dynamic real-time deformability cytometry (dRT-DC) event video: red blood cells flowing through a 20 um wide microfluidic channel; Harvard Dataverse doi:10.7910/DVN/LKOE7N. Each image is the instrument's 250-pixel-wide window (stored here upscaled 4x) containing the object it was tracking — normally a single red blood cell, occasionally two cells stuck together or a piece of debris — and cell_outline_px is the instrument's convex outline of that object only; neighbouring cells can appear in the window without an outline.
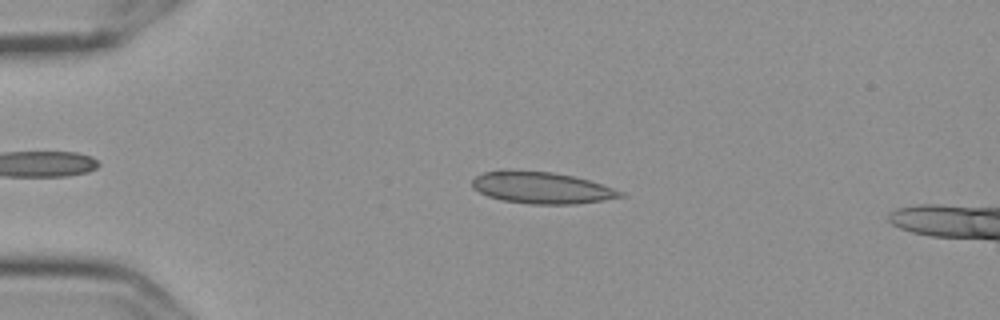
{"species": "Egyptian fruit bat (a non-hibernating species)", "species_latin": "Rousettus aegyptiacus", "temperature_condition": "cold", "stored_images_in_passage": 55, "camera_frame_rate_fps": 3000, "um_per_image_px": 0.085, "frame": {"image": 1, "passage_image": 12, "time_ms": 3.667, "image_size_px": [1000, 320], "cell_outline_px": [[628, 196], [604, 200], [576, 204], [528, 204], [500, 200], [488, 196], [472, 188], [472, 180], [476, 176], [484, 172], [500, 168], [552, 172], [572, 176], [588, 180], [624, 192]], "centroid_in_image_um": [45.99, 15.95], "position_along_channel_um": 39.0, "area_um2": 27.74}}
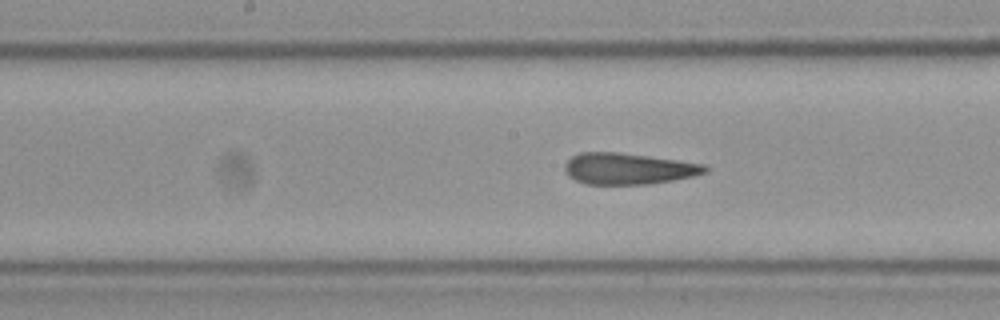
{"frame": {"image": 2, "passage_image": 28, "time_ms": 9.0, "image_size_px": [1000, 320], "cell_outline_px": [[708, 172], [692, 176], [672, 180], [648, 184], [584, 184], [568, 176], [564, 172], [564, 164], [572, 156], [580, 152], [620, 152], [704, 164], [708, 168]], "centroid_in_image_um": [53.36, 14.33], "position_along_channel_um": 194.8, "area_um2": 25.55}}
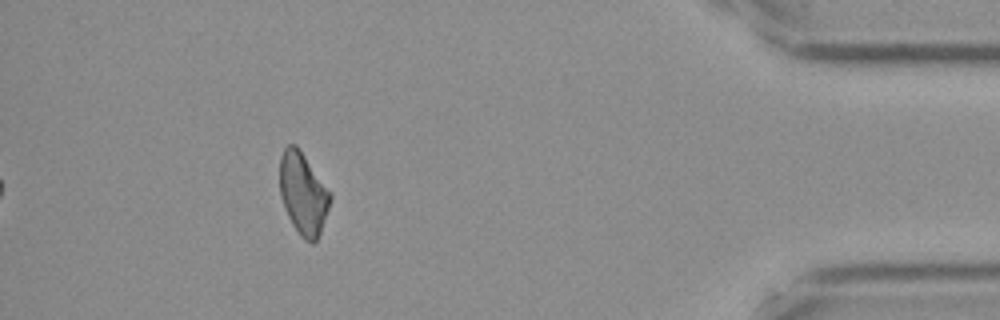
{"frame": {"image": 3, "passage_image": 50, "time_ms": 16.333, "image_size_px": [1000, 320], "cell_outline_px": [[332, 200], [320, 232], [316, 240], [312, 244], [304, 240], [300, 236], [292, 224], [284, 208], [280, 196], [280, 156], [284, 148], [288, 144], [296, 144], [332, 192]], "centroid_in_image_um": [25.78, 16.45], "position_along_channel_um": 409.4, "area_um2": 24.39}, "authors_computed_cell_mechanics": {"area_um2": 26.01, "velocity_mm_per_s": 3.6027, "shape_relaxation_time_tau1_ms": null, "shape_relaxation_time_tau2_ms": 2.0908, "deformation_change_tau1": null, "deformation_change_tau2": 0.0946}}